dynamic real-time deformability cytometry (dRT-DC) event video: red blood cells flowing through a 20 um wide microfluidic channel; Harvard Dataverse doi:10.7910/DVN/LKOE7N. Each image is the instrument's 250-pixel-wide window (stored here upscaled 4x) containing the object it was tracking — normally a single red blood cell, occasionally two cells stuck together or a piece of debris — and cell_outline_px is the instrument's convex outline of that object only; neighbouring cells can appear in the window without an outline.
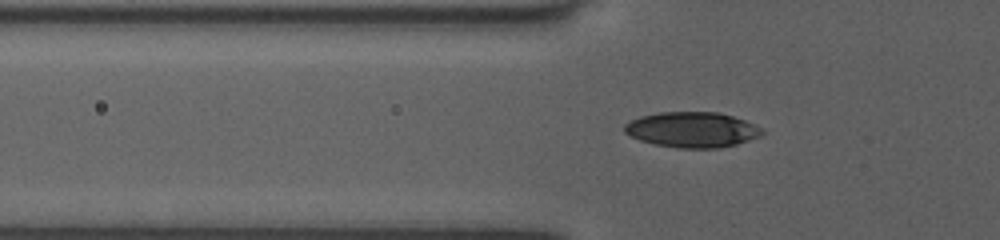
{"species": "human", "species_latin": "Homo sapiens", "temperature_condition": "room temperature", "stored_images_in_passage": 38, "camera_frame_rate_fps": 3000, "um_per_image_px": 0.085, "donor": {"sex": "female"}, "frame": {"image": 1, "passage_image": 5, "time_ms": 1.333, "image_size_px": [1000, 240], "cell_outline_px": [[764, 132], [760, 136], [736, 144], [720, 148], [676, 148], [656, 144], [640, 140], [624, 132], [624, 124], [640, 116], [660, 112], [720, 112], [744, 120], [760, 128]], "centroid_in_image_um": [58.81, 11.02], "position_along_channel_um": 67.0, "area_um2": 28.21}}
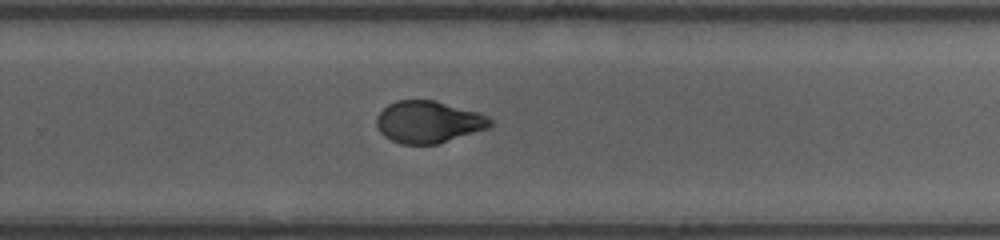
{"frame": {"image": 2, "passage_image": 22, "time_ms": 7.0, "image_size_px": [1000, 240], "cell_outline_px": [[496, 120], [488, 128], [436, 144], [400, 144], [384, 136], [380, 132], [376, 124], [376, 116], [388, 104], [396, 100], [436, 100], [480, 112]], "centroid_in_image_um": [36.44, 10.35], "position_along_channel_um": 293.4, "area_um2": 28.03}}
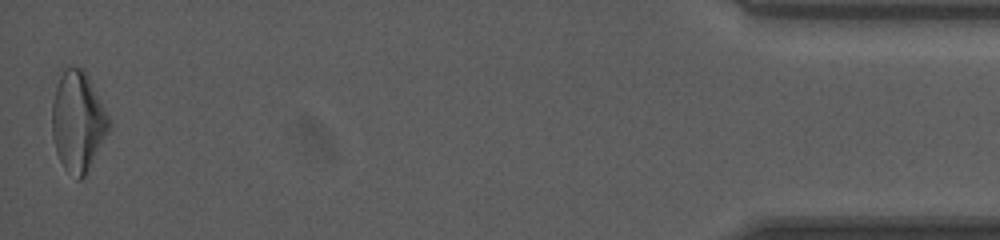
{"frame": {"image": 3, "passage_image": 38, "time_ms": 12.333, "image_size_px": [1000, 240], "cell_outline_px": [[112, 124], [108, 132], [84, 176], [80, 180], [76, 180], [64, 168], [56, 152], [52, 136], [52, 104], [56, 84], [60, 76], [68, 68], [84, 68]], "centroid_in_image_um": [6.6, 10.35], "position_along_channel_um": 428.6, "area_um2": 32.77}, "authors_computed_cell_mechanics": {"area_um2": 28.5821, "velocity_mm_per_s": 4.049, "shape_relaxation_time_tau1_ms": 3.7622, "shape_relaxation_time_tau2_ms": 1.3374, "deformation_change_tau1": 0.1261, "deformation_change_tau2": 0.0551}}